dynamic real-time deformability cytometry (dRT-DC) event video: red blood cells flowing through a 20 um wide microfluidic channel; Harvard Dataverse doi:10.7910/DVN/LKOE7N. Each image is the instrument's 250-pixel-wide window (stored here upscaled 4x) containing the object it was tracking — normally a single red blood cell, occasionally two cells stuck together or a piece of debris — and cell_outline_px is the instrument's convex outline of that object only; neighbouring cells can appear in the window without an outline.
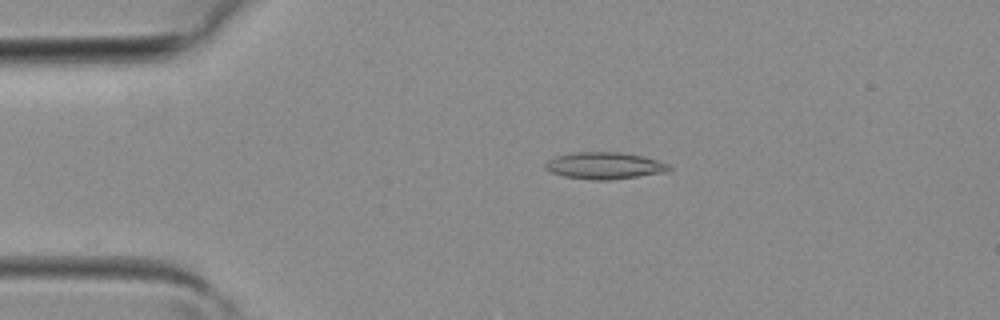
{"species": "common noctule bat (a hibernating species)", "species_latin": "Nyctalus noctula", "temperature_condition": "room temperature", "stored_images_in_passage": 3, "camera_frame_rate_fps": 3000, "um_per_image_px": 0.085, "animal": {"sex": "female", "body_mass_g": 19.3, "forearm_length_mm": 54.1}, "frame": {"image": 1, "passage_image": 2, "time_ms": 0.333, "image_size_px": [1000, 320], "cell_outline_px": [[672, 168], [664, 172], [608, 180], [592, 180], [564, 176], [552, 172], [544, 168], [544, 164], [548, 160], [556, 156], [576, 152], [620, 152], [644, 156], [668, 164]], "centroid_in_image_um": [51.35, 14.07], "position_along_channel_um": 33.6, "area_um2": 19.13}}